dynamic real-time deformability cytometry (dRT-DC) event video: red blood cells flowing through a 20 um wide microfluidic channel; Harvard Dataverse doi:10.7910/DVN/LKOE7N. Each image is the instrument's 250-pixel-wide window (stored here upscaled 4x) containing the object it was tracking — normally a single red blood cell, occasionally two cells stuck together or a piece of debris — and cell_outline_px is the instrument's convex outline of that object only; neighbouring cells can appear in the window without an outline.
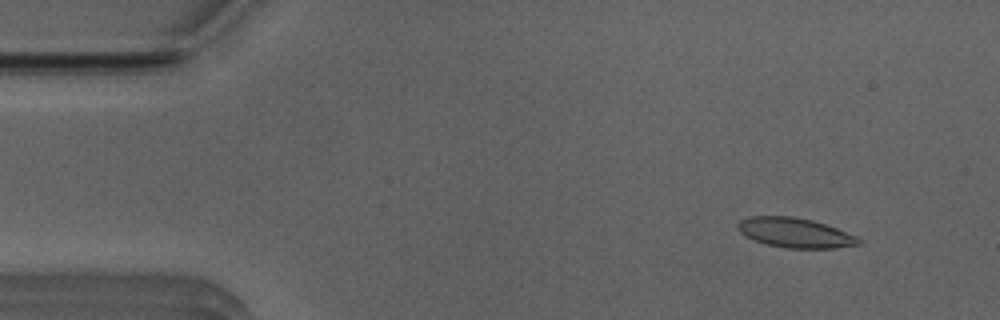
{"species": "Egyptian fruit bat (a non-hibernating species)", "species_latin": "Rousettus aegyptiacus", "temperature_condition": "room temperature", "stored_images_in_passage": 10, "camera_frame_rate_fps": 3000, "um_per_image_px": 0.085, "animal": {"sex": "male"}, "frame": {"image": 1, "passage_image": 4, "time_ms": 1.0, "image_size_px": [1000, 320], "cell_outline_px": [[860, 244], [836, 248], [784, 248], [764, 244], [744, 236], [736, 228], [736, 224], [740, 220], [748, 216], [792, 216], [812, 220], [836, 228], [856, 236], [860, 240]], "centroid_in_image_um": [67.51, 19.78], "position_along_channel_um": 17.5, "area_um2": 21.04}}